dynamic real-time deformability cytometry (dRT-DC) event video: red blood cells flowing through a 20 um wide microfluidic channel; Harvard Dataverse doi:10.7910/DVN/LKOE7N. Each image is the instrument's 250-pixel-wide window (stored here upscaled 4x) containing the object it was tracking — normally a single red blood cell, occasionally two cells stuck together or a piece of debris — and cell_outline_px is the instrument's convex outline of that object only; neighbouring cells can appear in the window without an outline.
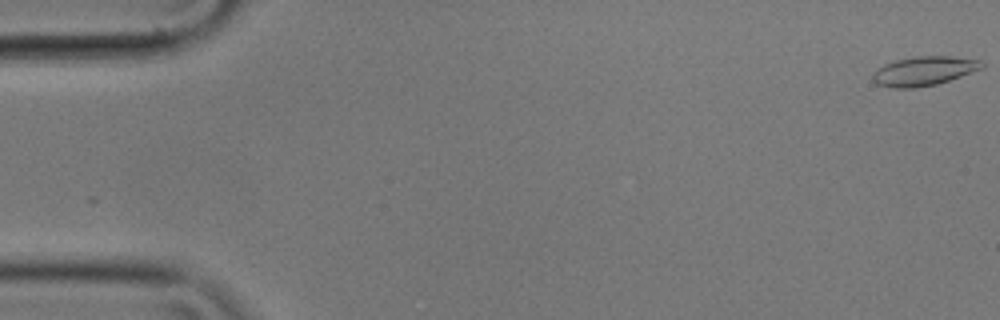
{"species": "common noctule bat (a hibernating species)", "species_latin": "Nyctalus noctula", "temperature_condition": "cold", "stored_images_in_passage": 45, "camera_frame_rate_fps": 3000, "um_per_image_px": 0.085, "animal": {"sex": "male", "body_mass_g": 17.9}, "frame": {"image": 1, "passage_image": 1, "time_ms": 0.0, "image_size_px": [1000, 320], "cell_outline_px": [[984, 68], [936, 84], [916, 88], [892, 88], [876, 84], [872, 80], [872, 72], [884, 64], [896, 60], [916, 56], [948, 56], [980, 60], [984, 64]], "centroid_in_image_um": [78.5, 6.04], "position_along_channel_um": 6.5, "area_um2": 18.55}}
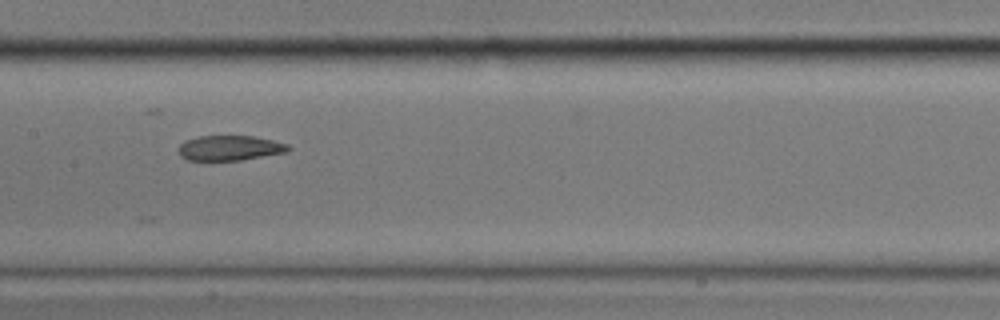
{"frame": {"image": 2, "passage_image": 28, "time_ms": 9.0, "image_size_px": [1000, 320], "cell_outline_px": [[292, 148], [288, 152], [240, 160], [188, 160], [180, 156], [180, 144], [184, 140], [200, 136], [252, 136], [272, 140], [288, 144]], "centroid_in_image_um": [19.56, 12.58], "position_along_channel_um": 187.8, "area_um2": 15.95}}
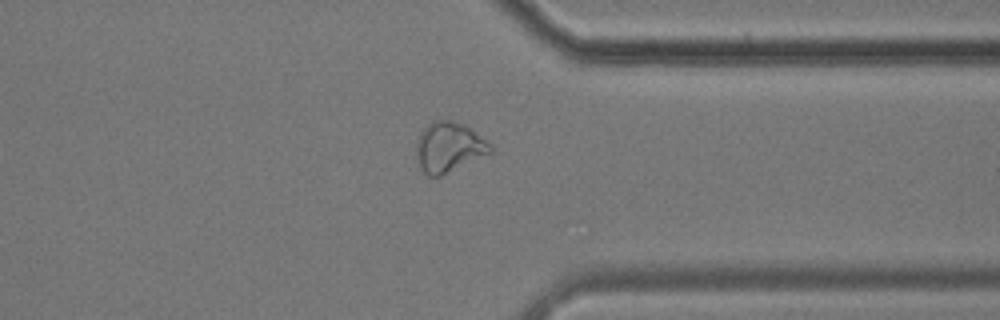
{"frame": {"image": 3, "passage_image": 44, "time_ms": 14.333, "image_size_px": [1000, 320], "cell_outline_px": [[492, 152], [440, 176], [428, 176], [420, 168], [416, 152], [416, 144], [420, 132], [432, 120], [452, 120], [464, 124], [492, 144]], "centroid_in_image_um": [38.14, 12.49], "position_along_channel_um": 373.3, "area_um2": 21.5}}